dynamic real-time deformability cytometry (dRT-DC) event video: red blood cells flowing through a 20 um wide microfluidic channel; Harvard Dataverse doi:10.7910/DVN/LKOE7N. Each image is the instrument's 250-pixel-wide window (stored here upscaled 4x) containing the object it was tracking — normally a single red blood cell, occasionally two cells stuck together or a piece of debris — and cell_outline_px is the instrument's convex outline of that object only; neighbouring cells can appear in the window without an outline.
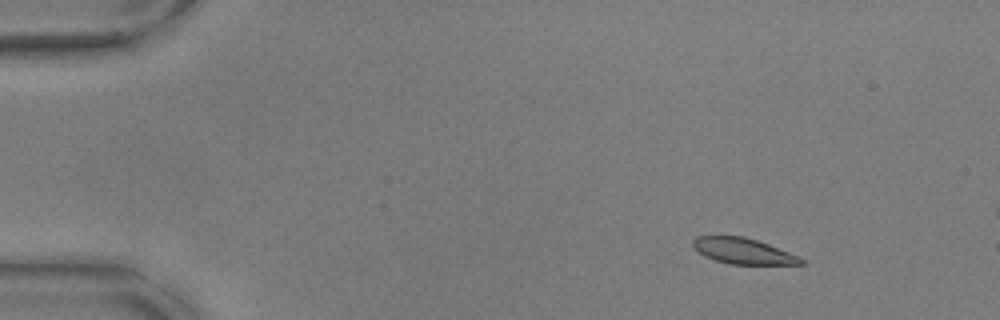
{"species": "common noctule bat (a hibernating species)", "species_latin": "Nyctalus noctula", "temperature_condition": "warm", "stored_images_in_passage": 17, "camera_frame_rate_fps": 3000, "um_per_image_px": 0.085, "animal": {"sex": "male", "body_mass_g": 17.9, "forearm_length_mm": 54.2}, "frame": {"image": 1, "passage_image": 8, "time_ms": 2.333, "image_size_px": [1000, 320], "cell_outline_px": [[804, 264], [728, 264], [704, 256], [692, 248], [692, 240], [696, 236], [744, 236], [768, 244], [800, 256], [804, 260]], "centroid_in_image_um": [63.13, 21.33], "position_along_channel_um": 21.9, "area_um2": 16.3}}